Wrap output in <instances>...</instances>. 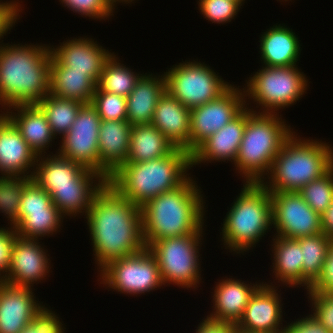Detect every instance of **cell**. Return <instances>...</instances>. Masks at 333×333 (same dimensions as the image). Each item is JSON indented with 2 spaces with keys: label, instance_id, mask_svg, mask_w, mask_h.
<instances>
[{
  "label": "cell",
  "instance_id": "21",
  "mask_svg": "<svg viewBox=\"0 0 333 333\" xmlns=\"http://www.w3.org/2000/svg\"><path fill=\"white\" fill-rule=\"evenodd\" d=\"M132 126L127 120H102L99 128V173L107 180L126 163Z\"/></svg>",
  "mask_w": 333,
  "mask_h": 333
},
{
  "label": "cell",
  "instance_id": "5",
  "mask_svg": "<svg viewBox=\"0 0 333 333\" xmlns=\"http://www.w3.org/2000/svg\"><path fill=\"white\" fill-rule=\"evenodd\" d=\"M296 132L277 113L247 108V121L234 166L246 182L261 183L285 142ZM244 175V176H243Z\"/></svg>",
  "mask_w": 333,
  "mask_h": 333
},
{
  "label": "cell",
  "instance_id": "34",
  "mask_svg": "<svg viewBox=\"0 0 333 333\" xmlns=\"http://www.w3.org/2000/svg\"><path fill=\"white\" fill-rule=\"evenodd\" d=\"M37 105L43 110L56 137L70 130L83 103L47 94Z\"/></svg>",
  "mask_w": 333,
  "mask_h": 333
},
{
  "label": "cell",
  "instance_id": "23",
  "mask_svg": "<svg viewBox=\"0 0 333 333\" xmlns=\"http://www.w3.org/2000/svg\"><path fill=\"white\" fill-rule=\"evenodd\" d=\"M191 110L167 91L157 102L152 125L177 148L189 153Z\"/></svg>",
  "mask_w": 333,
  "mask_h": 333
},
{
  "label": "cell",
  "instance_id": "42",
  "mask_svg": "<svg viewBox=\"0 0 333 333\" xmlns=\"http://www.w3.org/2000/svg\"><path fill=\"white\" fill-rule=\"evenodd\" d=\"M59 317L43 306L20 333H65Z\"/></svg>",
  "mask_w": 333,
  "mask_h": 333
},
{
  "label": "cell",
  "instance_id": "25",
  "mask_svg": "<svg viewBox=\"0 0 333 333\" xmlns=\"http://www.w3.org/2000/svg\"><path fill=\"white\" fill-rule=\"evenodd\" d=\"M14 108L17 113L8 112ZM3 114L13 123L29 147L42 156L55 139L43 110L37 104H22L9 107ZM11 113V114H10ZM48 145V146H47Z\"/></svg>",
  "mask_w": 333,
  "mask_h": 333
},
{
  "label": "cell",
  "instance_id": "40",
  "mask_svg": "<svg viewBox=\"0 0 333 333\" xmlns=\"http://www.w3.org/2000/svg\"><path fill=\"white\" fill-rule=\"evenodd\" d=\"M71 11L93 19L109 18L115 8L111 0H59Z\"/></svg>",
  "mask_w": 333,
  "mask_h": 333
},
{
  "label": "cell",
  "instance_id": "32",
  "mask_svg": "<svg viewBox=\"0 0 333 333\" xmlns=\"http://www.w3.org/2000/svg\"><path fill=\"white\" fill-rule=\"evenodd\" d=\"M302 250L303 286L308 290L322 273L332 240L323 232L296 239Z\"/></svg>",
  "mask_w": 333,
  "mask_h": 333
},
{
  "label": "cell",
  "instance_id": "37",
  "mask_svg": "<svg viewBox=\"0 0 333 333\" xmlns=\"http://www.w3.org/2000/svg\"><path fill=\"white\" fill-rule=\"evenodd\" d=\"M298 193L321 216L333 201V167L323 176L306 184Z\"/></svg>",
  "mask_w": 333,
  "mask_h": 333
},
{
  "label": "cell",
  "instance_id": "22",
  "mask_svg": "<svg viewBox=\"0 0 333 333\" xmlns=\"http://www.w3.org/2000/svg\"><path fill=\"white\" fill-rule=\"evenodd\" d=\"M106 183L107 179L102 174L89 169L75 182V186L54 187L50 196L63 217L84 212L86 216L94 197Z\"/></svg>",
  "mask_w": 333,
  "mask_h": 333
},
{
  "label": "cell",
  "instance_id": "4",
  "mask_svg": "<svg viewBox=\"0 0 333 333\" xmlns=\"http://www.w3.org/2000/svg\"><path fill=\"white\" fill-rule=\"evenodd\" d=\"M191 168V154L176 147L164 157L122 164L107 183L125 199L142 207L150 199L182 185Z\"/></svg>",
  "mask_w": 333,
  "mask_h": 333
},
{
  "label": "cell",
  "instance_id": "30",
  "mask_svg": "<svg viewBox=\"0 0 333 333\" xmlns=\"http://www.w3.org/2000/svg\"><path fill=\"white\" fill-rule=\"evenodd\" d=\"M175 148L154 125L133 126L126 162H143L164 157Z\"/></svg>",
  "mask_w": 333,
  "mask_h": 333
},
{
  "label": "cell",
  "instance_id": "52",
  "mask_svg": "<svg viewBox=\"0 0 333 333\" xmlns=\"http://www.w3.org/2000/svg\"><path fill=\"white\" fill-rule=\"evenodd\" d=\"M236 333H257V332H245V331H239V330H237Z\"/></svg>",
  "mask_w": 333,
  "mask_h": 333
},
{
  "label": "cell",
  "instance_id": "39",
  "mask_svg": "<svg viewBox=\"0 0 333 333\" xmlns=\"http://www.w3.org/2000/svg\"><path fill=\"white\" fill-rule=\"evenodd\" d=\"M198 5L204 17L217 24L231 22L241 8L233 0H199Z\"/></svg>",
  "mask_w": 333,
  "mask_h": 333
},
{
  "label": "cell",
  "instance_id": "8",
  "mask_svg": "<svg viewBox=\"0 0 333 333\" xmlns=\"http://www.w3.org/2000/svg\"><path fill=\"white\" fill-rule=\"evenodd\" d=\"M202 232L203 228L195 234L156 240L147 247L157 260L163 285L196 289L201 280L198 247Z\"/></svg>",
  "mask_w": 333,
  "mask_h": 333
},
{
  "label": "cell",
  "instance_id": "43",
  "mask_svg": "<svg viewBox=\"0 0 333 333\" xmlns=\"http://www.w3.org/2000/svg\"><path fill=\"white\" fill-rule=\"evenodd\" d=\"M313 307V316L333 333V294L308 292Z\"/></svg>",
  "mask_w": 333,
  "mask_h": 333
},
{
  "label": "cell",
  "instance_id": "41",
  "mask_svg": "<svg viewBox=\"0 0 333 333\" xmlns=\"http://www.w3.org/2000/svg\"><path fill=\"white\" fill-rule=\"evenodd\" d=\"M58 209L48 192L42 189L33 179L25 186L19 211H37Z\"/></svg>",
  "mask_w": 333,
  "mask_h": 333
},
{
  "label": "cell",
  "instance_id": "17",
  "mask_svg": "<svg viewBox=\"0 0 333 333\" xmlns=\"http://www.w3.org/2000/svg\"><path fill=\"white\" fill-rule=\"evenodd\" d=\"M51 57L71 71L89 72V78L97 85L106 61L113 53L89 38L67 40L56 49L50 47Z\"/></svg>",
  "mask_w": 333,
  "mask_h": 333
},
{
  "label": "cell",
  "instance_id": "19",
  "mask_svg": "<svg viewBox=\"0 0 333 333\" xmlns=\"http://www.w3.org/2000/svg\"><path fill=\"white\" fill-rule=\"evenodd\" d=\"M37 157L13 123L3 113L0 114L1 175L32 177ZM30 167H33L32 172L29 170Z\"/></svg>",
  "mask_w": 333,
  "mask_h": 333
},
{
  "label": "cell",
  "instance_id": "51",
  "mask_svg": "<svg viewBox=\"0 0 333 333\" xmlns=\"http://www.w3.org/2000/svg\"><path fill=\"white\" fill-rule=\"evenodd\" d=\"M233 1H236L240 6H242V4L245 0H233Z\"/></svg>",
  "mask_w": 333,
  "mask_h": 333
},
{
  "label": "cell",
  "instance_id": "28",
  "mask_svg": "<svg viewBox=\"0 0 333 333\" xmlns=\"http://www.w3.org/2000/svg\"><path fill=\"white\" fill-rule=\"evenodd\" d=\"M39 157L41 156L37 157L32 179L49 194L54 187L75 186V182L89 170L58 153L47 158L44 155L41 159Z\"/></svg>",
  "mask_w": 333,
  "mask_h": 333
},
{
  "label": "cell",
  "instance_id": "16",
  "mask_svg": "<svg viewBox=\"0 0 333 333\" xmlns=\"http://www.w3.org/2000/svg\"><path fill=\"white\" fill-rule=\"evenodd\" d=\"M38 241L16 236L12 247L8 277L4 282L32 288L34 283L45 279L51 269L49 268L50 262H48L47 253Z\"/></svg>",
  "mask_w": 333,
  "mask_h": 333
},
{
  "label": "cell",
  "instance_id": "29",
  "mask_svg": "<svg viewBox=\"0 0 333 333\" xmlns=\"http://www.w3.org/2000/svg\"><path fill=\"white\" fill-rule=\"evenodd\" d=\"M96 87L89 72L71 71L51 57L49 94L87 104L91 103Z\"/></svg>",
  "mask_w": 333,
  "mask_h": 333
},
{
  "label": "cell",
  "instance_id": "50",
  "mask_svg": "<svg viewBox=\"0 0 333 333\" xmlns=\"http://www.w3.org/2000/svg\"><path fill=\"white\" fill-rule=\"evenodd\" d=\"M111 1L116 5V2H117V3H118V2H122V3H123V2H125V3L127 2V4H128V3L131 4V2L134 1V0H111Z\"/></svg>",
  "mask_w": 333,
  "mask_h": 333
},
{
  "label": "cell",
  "instance_id": "38",
  "mask_svg": "<svg viewBox=\"0 0 333 333\" xmlns=\"http://www.w3.org/2000/svg\"><path fill=\"white\" fill-rule=\"evenodd\" d=\"M91 104L96 108L102 120H127L126 97L101 91L96 87Z\"/></svg>",
  "mask_w": 333,
  "mask_h": 333
},
{
  "label": "cell",
  "instance_id": "1",
  "mask_svg": "<svg viewBox=\"0 0 333 333\" xmlns=\"http://www.w3.org/2000/svg\"><path fill=\"white\" fill-rule=\"evenodd\" d=\"M86 219L99 269L146 247L141 207L108 183L94 197Z\"/></svg>",
  "mask_w": 333,
  "mask_h": 333
},
{
  "label": "cell",
  "instance_id": "26",
  "mask_svg": "<svg viewBox=\"0 0 333 333\" xmlns=\"http://www.w3.org/2000/svg\"><path fill=\"white\" fill-rule=\"evenodd\" d=\"M166 92L165 75H142L127 99V121L131 126L152 123L159 99Z\"/></svg>",
  "mask_w": 333,
  "mask_h": 333
},
{
  "label": "cell",
  "instance_id": "9",
  "mask_svg": "<svg viewBox=\"0 0 333 333\" xmlns=\"http://www.w3.org/2000/svg\"><path fill=\"white\" fill-rule=\"evenodd\" d=\"M259 71V72H258ZM244 87V97L253 99L263 107L262 113H277L299 100L307 90L305 74L295 66H263ZM247 88V89H246Z\"/></svg>",
  "mask_w": 333,
  "mask_h": 333
},
{
  "label": "cell",
  "instance_id": "47",
  "mask_svg": "<svg viewBox=\"0 0 333 333\" xmlns=\"http://www.w3.org/2000/svg\"><path fill=\"white\" fill-rule=\"evenodd\" d=\"M282 333H331L312 314L284 327Z\"/></svg>",
  "mask_w": 333,
  "mask_h": 333
},
{
  "label": "cell",
  "instance_id": "33",
  "mask_svg": "<svg viewBox=\"0 0 333 333\" xmlns=\"http://www.w3.org/2000/svg\"><path fill=\"white\" fill-rule=\"evenodd\" d=\"M63 216L59 209L37 211H19L18 224L15 226L17 236L26 239L53 235L61 226Z\"/></svg>",
  "mask_w": 333,
  "mask_h": 333
},
{
  "label": "cell",
  "instance_id": "18",
  "mask_svg": "<svg viewBox=\"0 0 333 333\" xmlns=\"http://www.w3.org/2000/svg\"><path fill=\"white\" fill-rule=\"evenodd\" d=\"M32 291L0 281V333H20L44 306Z\"/></svg>",
  "mask_w": 333,
  "mask_h": 333
},
{
  "label": "cell",
  "instance_id": "27",
  "mask_svg": "<svg viewBox=\"0 0 333 333\" xmlns=\"http://www.w3.org/2000/svg\"><path fill=\"white\" fill-rule=\"evenodd\" d=\"M261 61L268 67L295 66L301 52L298 37L285 25H273L260 37Z\"/></svg>",
  "mask_w": 333,
  "mask_h": 333
},
{
  "label": "cell",
  "instance_id": "2",
  "mask_svg": "<svg viewBox=\"0 0 333 333\" xmlns=\"http://www.w3.org/2000/svg\"><path fill=\"white\" fill-rule=\"evenodd\" d=\"M3 45V46H2ZM50 46L0 45V104H37L50 91Z\"/></svg>",
  "mask_w": 333,
  "mask_h": 333
},
{
  "label": "cell",
  "instance_id": "35",
  "mask_svg": "<svg viewBox=\"0 0 333 333\" xmlns=\"http://www.w3.org/2000/svg\"><path fill=\"white\" fill-rule=\"evenodd\" d=\"M131 71L124 64L119 63L118 57L113 53L104 65L97 82V88L101 91L127 97L142 76V74Z\"/></svg>",
  "mask_w": 333,
  "mask_h": 333
},
{
  "label": "cell",
  "instance_id": "3",
  "mask_svg": "<svg viewBox=\"0 0 333 333\" xmlns=\"http://www.w3.org/2000/svg\"><path fill=\"white\" fill-rule=\"evenodd\" d=\"M196 184L189 177L141 207L146 247L156 240L195 234L204 226L205 202Z\"/></svg>",
  "mask_w": 333,
  "mask_h": 333
},
{
  "label": "cell",
  "instance_id": "15",
  "mask_svg": "<svg viewBox=\"0 0 333 333\" xmlns=\"http://www.w3.org/2000/svg\"><path fill=\"white\" fill-rule=\"evenodd\" d=\"M275 286L264 284L254 292L247 304L243 317L236 324L237 330L257 333H282L280 327L282 304ZM281 328V329H280Z\"/></svg>",
  "mask_w": 333,
  "mask_h": 333
},
{
  "label": "cell",
  "instance_id": "44",
  "mask_svg": "<svg viewBox=\"0 0 333 333\" xmlns=\"http://www.w3.org/2000/svg\"><path fill=\"white\" fill-rule=\"evenodd\" d=\"M16 236L14 226H11L10 229L0 228V281H4L8 277L12 247Z\"/></svg>",
  "mask_w": 333,
  "mask_h": 333
},
{
  "label": "cell",
  "instance_id": "48",
  "mask_svg": "<svg viewBox=\"0 0 333 333\" xmlns=\"http://www.w3.org/2000/svg\"><path fill=\"white\" fill-rule=\"evenodd\" d=\"M236 324L225 321L213 320L209 317L203 319L198 325L196 333H236Z\"/></svg>",
  "mask_w": 333,
  "mask_h": 333
},
{
  "label": "cell",
  "instance_id": "31",
  "mask_svg": "<svg viewBox=\"0 0 333 333\" xmlns=\"http://www.w3.org/2000/svg\"><path fill=\"white\" fill-rule=\"evenodd\" d=\"M273 273L286 286H303L302 250L296 239L276 236L273 239ZM275 265V266H274Z\"/></svg>",
  "mask_w": 333,
  "mask_h": 333
},
{
  "label": "cell",
  "instance_id": "14",
  "mask_svg": "<svg viewBox=\"0 0 333 333\" xmlns=\"http://www.w3.org/2000/svg\"><path fill=\"white\" fill-rule=\"evenodd\" d=\"M102 119L91 104H83L70 130L62 137L59 155L99 172L98 136Z\"/></svg>",
  "mask_w": 333,
  "mask_h": 333
},
{
  "label": "cell",
  "instance_id": "7",
  "mask_svg": "<svg viewBox=\"0 0 333 333\" xmlns=\"http://www.w3.org/2000/svg\"><path fill=\"white\" fill-rule=\"evenodd\" d=\"M272 227L271 193L261 183L245 182L222 227L225 247L237 254L257 244Z\"/></svg>",
  "mask_w": 333,
  "mask_h": 333
},
{
  "label": "cell",
  "instance_id": "46",
  "mask_svg": "<svg viewBox=\"0 0 333 333\" xmlns=\"http://www.w3.org/2000/svg\"><path fill=\"white\" fill-rule=\"evenodd\" d=\"M21 5L16 1H0V40L17 22ZM20 7V8H19Z\"/></svg>",
  "mask_w": 333,
  "mask_h": 333
},
{
  "label": "cell",
  "instance_id": "49",
  "mask_svg": "<svg viewBox=\"0 0 333 333\" xmlns=\"http://www.w3.org/2000/svg\"><path fill=\"white\" fill-rule=\"evenodd\" d=\"M323 233L333 241V201L321 215Z\"/></svg>",
  "mask_w": 333,
  "mask_h": 333
},
{
  "label": "cell",
  "instance_id": "11",
  "mask_svg": "<svg viewBox=\"0 0 333 333\" xmlns=\"http://www.w3.org/2000/svg\"><path fill=\"white\" fill-rule=\"evenodd\" d=\"M99 272L104 285L124 294H144L163 285L157 260L147 247L109 262Z\"/></svg>",
  "mask_w": 333,
  "mask_h": 333
},
{
  "label": "cell",
  "instance_id": "36",
  "mask_svg": "<svg viewBox=\"0 0 333 333\" xmlns=\"http://www.w3.org/2000/svg\"><path fill=\"white\" fill-rule=\"evenodd\" d=\"M31 180L26 176H0V211L9 218L10 226L18 224L21 196Z\"/></svg>",
  "mask_w": 333,
  "mask_h": 333
},
{
  "label": "cell",
  "instance_id": "10",
  "mask_svg": "<svg viewBox=\"0 0 333 333\" xmlns=\"http://www.w3.org/2000/svg\"><path fill=\"white\" fill-rule=\"evenodd\" d=\"M166 91L190 110L218 98L232 84L201 62L173 65L164 72Z\"/></svg>",
  "mask_w": 333,
  "mask_h": 333
},
{
  "label": "cell",
  "instance_id": "12",
  "mask_svg": "<svg viewBox=\"0 0 333 333\" xmlns=\"http://www.w3.org/2000/svg\"><path fill=\"white\" fill-rule=\"evenodd\" d=\"M245 99V100H244ZM244 91L231 85L218 98L191 109L189 153L219 131L244 108Z\"/></svg>",
  "mask_w": 333,
  "mask_h": 333
},
{
  "label": "cell",
  "instance_id": "13",
  "mask_svg": "<svg viewBox=\"0 0 333 333\" xmlns=\"http://www.w3.org/2000/svg\"><path fill=\"white\" fill-rule=\"evenodd\" d=\"M276 236L297 239L322 233L321 216L298 192H270Z\"/></svg>",
  "mask_w": 333,
  "mask_h": 333
},
{
  "label": "cell",
  "instance_id": "20",
  "mask_svg": "<svg viewBox=\"0 0 333 333\" xmlns=\"http://www.w3.org/2000/svg\"><path fill=\"white\" fill-rule=\"evenodd\" d=\"M247 121L245 108L219 131L205 140L192 154V166L206 161L235 162Z\"/></svg>",
  "mask_w": 333,
  "mask_h": 333
},
{
  "label": "cell",
  "instance_id": "45",
  "mask_svg": "<svg viewBox=\"0 0 333 333\" xmlns=\"http://www.w3.org/2000/svg\"><path fill=\"white\" fill-rule=\"evenodd\" d=\"M307 291L333 294V242L323 264L321 275Z\"/></svg>",
  "mask_w": 333,
  "mask_h": 333
},
{
  "label": "cell",
  "instance_id": "6",
  "mask_svg": "<svg viewBox=\"0 0 333 333\" xmlns=\"http://www.w3.org/2000/svg\"><path fill=\"white\" fill-rule=\"evenodd\" d=\"M330 146L317 140H301L293 134L273 160L270 180L261 184L270 192H298L333 167Z\"/></svg>",
  "mask_w": 333,
  "mask_h": 333
},
{
  "label": "cell",
  "instance_id": "24",
  "mask_svg": "<svg viewBox=\"0 0 333 333\" xmlns=\"http://www.w3.org/2000/svg\"><path fill=\"white\" fill-rule=\"evenodd\" d=\"M242 280L223 279L216 284L213 295L214 312L207 317L237 324L243 317L251 296L262 285L246 284Z\"/></svg>",
  "mask_w": 333,
  "mask_h": 333
}]
</instances>
